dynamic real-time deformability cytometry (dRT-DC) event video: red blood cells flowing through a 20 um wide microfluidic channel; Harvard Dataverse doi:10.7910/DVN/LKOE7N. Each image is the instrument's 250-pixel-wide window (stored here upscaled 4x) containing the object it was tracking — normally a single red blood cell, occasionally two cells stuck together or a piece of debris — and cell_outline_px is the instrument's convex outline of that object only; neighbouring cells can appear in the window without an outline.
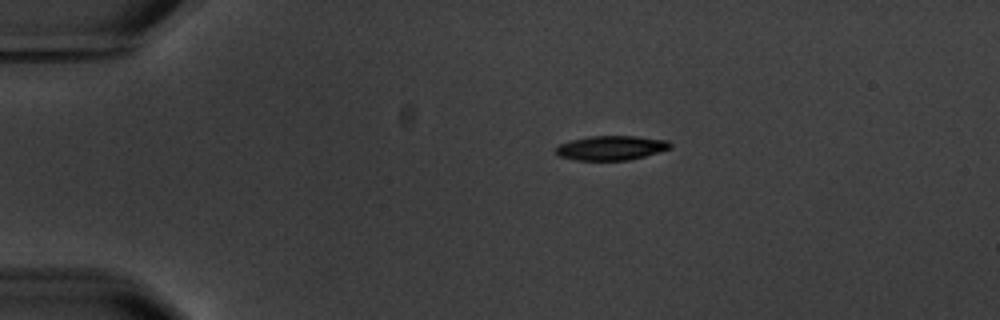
{"species": "common noctule bat (a hibernating species)", "species_latin": "Nyctalus noctula", "temperature_condition": "warm", "stored_images_in_passage": 9, "camera_frame_rate_fps": 3000, "um_per_image_px": 0.085, "animal": {"sex": "male", "body_mass_g": 20.1, "forearm_length_mm": 53.5}, "frame": {"image": 1, "passage_image": 1, "time_ms": 0.0, "image_size_px": [1000, 320], "cell_outline_px": [[672, 148], [644, 156], [628, 160], [576, 160], [556, 156], [556, 148], [560, 144], [572, 140], [592, 136], [636, 136], [668, 140], [672, 144]], "centroid_in_image_um": [51.96, 12.57], "position_along_channel_um": 33.0, "area_um2": 16.24}}
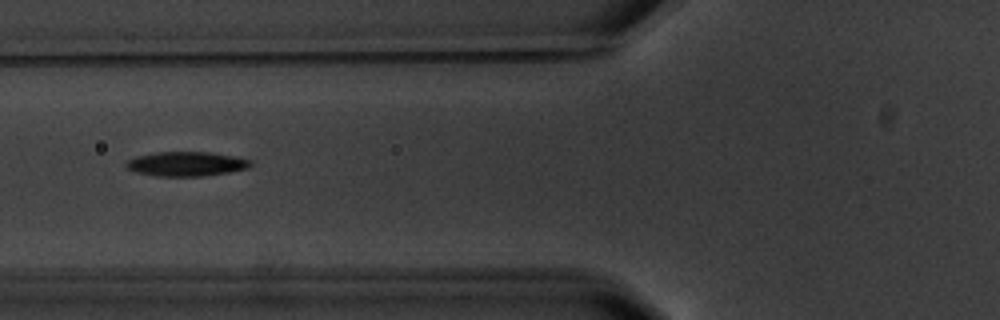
{"frame": {"image": 2, "passage_image": 4, "time_ms": 3.667, "image_size_px": [1000, 320], "cell_outline_px": [[252, 164], [248, 168], [228, 172], [200, 176], [156, 176], [136, 172], [128, 168], [124, 164], [128, 160], [136, 156], [156, 152], [212, 152], [236, 156], [252, 160]], "centroid_in_image_um": [15.85, 13.92], "position_along_channel_um": 109.9, "area_um2": 17.74}}
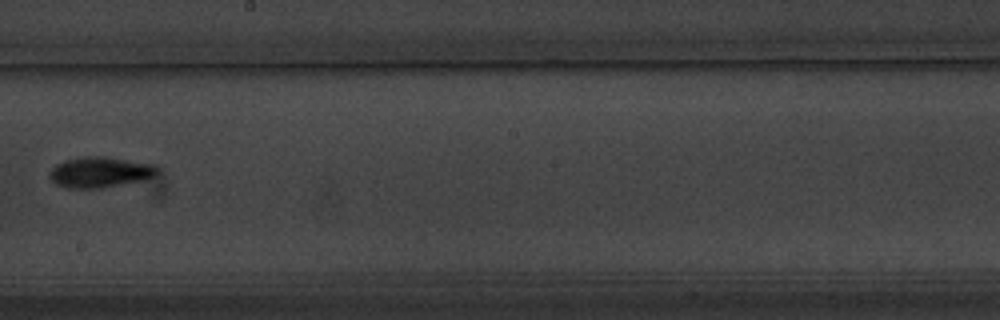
{"frame": {"image": 3, "passage_image": 7, "time_ms": 7.333, "image_size_px": [1000, 320], "cell_outline_px": [[160, 168], [152, 176], [144, 180], [100, 188], [64, 188], [56, 184], [48, 176], [48, 172], [56, 164], [64, 160], [84, 156], [104, 156], [156, 164]], "centroid_in_image_um": [8.48, 14.62], "position_along_channel_um": 239.7, "area_um2": 19.42}}